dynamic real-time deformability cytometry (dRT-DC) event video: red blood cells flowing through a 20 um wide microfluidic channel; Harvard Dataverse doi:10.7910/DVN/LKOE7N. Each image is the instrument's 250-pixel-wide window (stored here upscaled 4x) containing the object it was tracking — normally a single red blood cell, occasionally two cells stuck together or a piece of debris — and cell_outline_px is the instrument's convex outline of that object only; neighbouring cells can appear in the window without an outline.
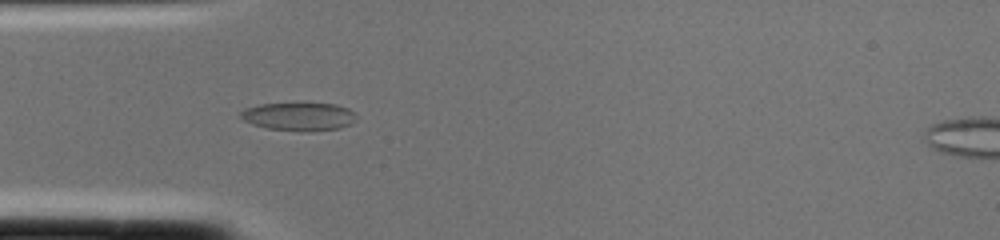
{"species": "common noctule bat (a hibernating species)", "species_latin": "Nyctalus noctula", "temperature_condition": "cold", "stored_images_in_passage": 2, "camera_frame_rate_fps": 3000, "um_per_image_px": 0.085, "animal": {"sex": "female", "body_mass_g": 22.0, "forearm_length_mm": 56.7}, "frame": {"image": 1, "passage_image": 2, "time_ms": 0.333, "image_size_px": [1000, 240], "cell_outline_px": [[356, 120], [352, 124], [340, 128], [308, 132], [268, 128], [252, 124], [244, 120], [240, 116], [240, 112], [244, 108], [260, 104], [336, 104], [348, 108], [356, 116]], "centroid_in_image_um": [25.42, 9.92], "position_along_channel_um": 59.6, "area_um2": 18.9}}